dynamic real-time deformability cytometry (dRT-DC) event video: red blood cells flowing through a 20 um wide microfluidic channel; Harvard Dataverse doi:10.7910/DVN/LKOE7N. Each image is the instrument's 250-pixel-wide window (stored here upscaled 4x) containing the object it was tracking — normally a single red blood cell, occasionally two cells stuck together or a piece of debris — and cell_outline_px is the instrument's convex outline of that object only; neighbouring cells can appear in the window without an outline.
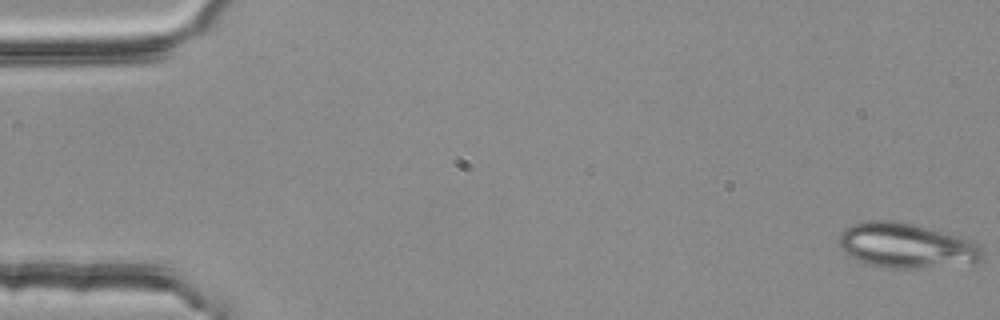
{"species": "common noctule bat (a hibernating species)", "species_latin": "Nyctalus noctula", "temperature_condition": "room temperature", "stored_images_in_passage": 54, "camera_frame_rate_fps": 3000, "um_per_image_px": 0.085, "animal": {"sex": "female", "body_mass_g": 25.1}, "frame": {"image": 1, "passage_image": 1, "time_ms": 0.0, "image_size_px": [1000, 320], "cell_outline_px": [[984, 260], [976, 264], [920, 268], [884, 268], [868, 264], [848, 256], [840, 248], [840, 232], [844, 228], [852, 224], [864, 220], [896, 220], [960, 236], [972, 240], [984, 252]], "centroid_in_image_um": [77.06, 20.89], "position_along_channel_um": 7.9, "area_um2": 38.15}}
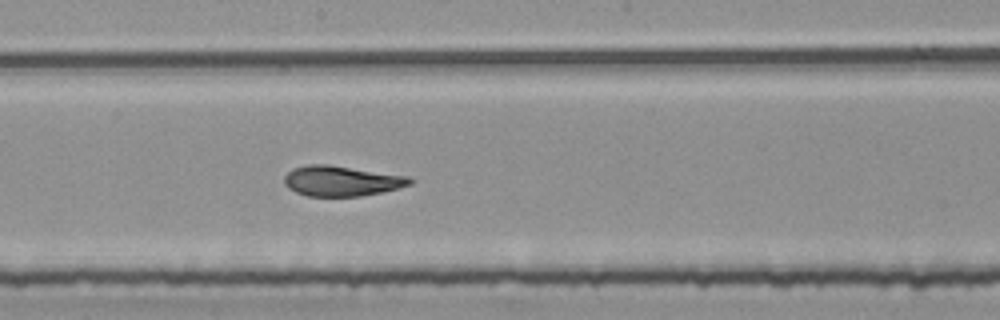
{"frame": {"image": 2, "passage_image": 30, "time_ms": 9.667, "image_size_px": [1000, 320], "cell_outline_px": [[412, 184], [380, 192], [360, 196], [308, 196], [296, 192], [288, 188], [284, 184], [284, 176], [292, 168], [308, 164], [328, 164], [408, 176], [412, 180]], "centroid_in_image_um": [28.98, 15.37], "position_along_channel_um": 219.2, "area_um2": 22.08}}
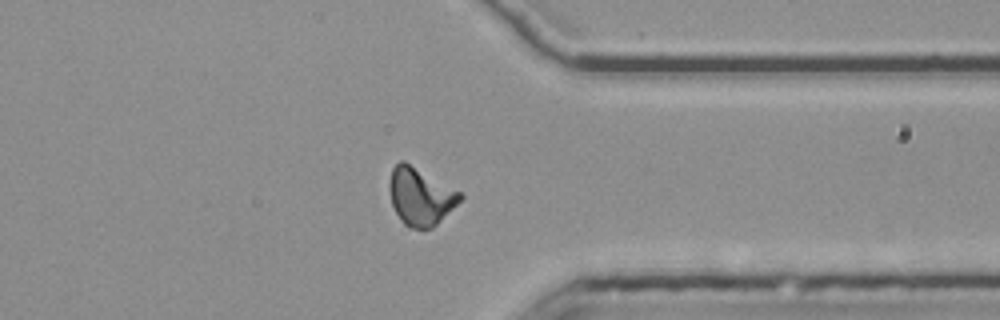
{"frame": {"image": 3, "passage_image": 43, "time_ms": 14.0, "image_size_px": [1000, 320], "cell_outline_px": [[464, 196], [432, 228], [412, 228], [404, 224], [400, 220], [392, 204], [388, 188], [388, 184], [392, 168], [400, 160], [404, 160], [460, 192]], "centroid_in_image_um": [35.69, 16.68], "position_along_channel_um": 375.7, "area_um2": 23.35}, "authors_computed_cell_mechanics": {"area_um2": 22.6576, "velocity_mm_per_s": 3.7429, "shape_relaxation_time_tau1_ms": 3.2983, "shape_relaxation_time_tau2_ms": 1.3612, "deformation_change_tau1": 0.1829, "deformation_change_tau2": 0.0864}}